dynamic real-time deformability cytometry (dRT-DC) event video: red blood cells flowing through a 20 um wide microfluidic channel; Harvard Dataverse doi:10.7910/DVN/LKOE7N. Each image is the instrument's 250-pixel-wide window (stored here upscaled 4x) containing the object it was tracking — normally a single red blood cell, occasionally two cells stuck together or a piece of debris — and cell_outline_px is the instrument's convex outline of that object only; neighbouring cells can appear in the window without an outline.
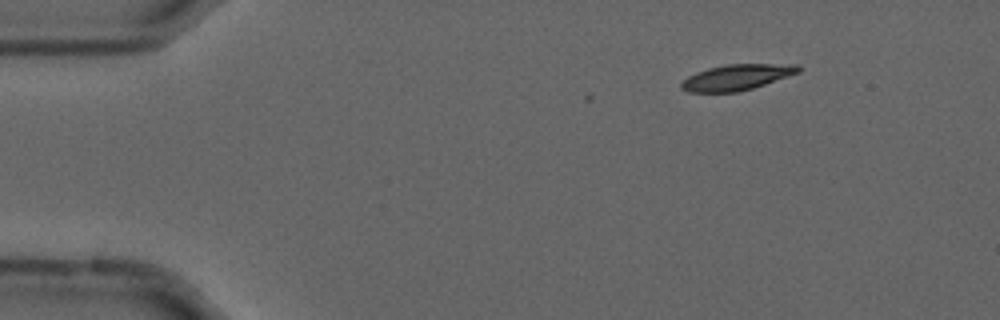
{"species": "common noctule bat (a hibernating species)", "species_latin": "Nyctalus noctula", "temperature_condition": "cold", "stored_images_in_passage": 2, "camera_frame_rate_fps": 3000, "um_per_image_px": 0.085, "animal": {"sex": "male", "forearm_length_mm": 52.5}, "frame": {"image": 1, "passage_image": 2, "time_ms": 0.333, "image_size_px": [1000, 320], "cell_outline_px": [[804, 68], [800, 72], [752, 88], [736, 92], [688, 92], [680, 88], [680, 84], [688, 76], [696, 72], [708, 68], [728, 64], [800, 64]], "centroid_in_image_um": [62.65, 6.56], "position_along_channel_um": 22.4, "area_um2": 17.57}}